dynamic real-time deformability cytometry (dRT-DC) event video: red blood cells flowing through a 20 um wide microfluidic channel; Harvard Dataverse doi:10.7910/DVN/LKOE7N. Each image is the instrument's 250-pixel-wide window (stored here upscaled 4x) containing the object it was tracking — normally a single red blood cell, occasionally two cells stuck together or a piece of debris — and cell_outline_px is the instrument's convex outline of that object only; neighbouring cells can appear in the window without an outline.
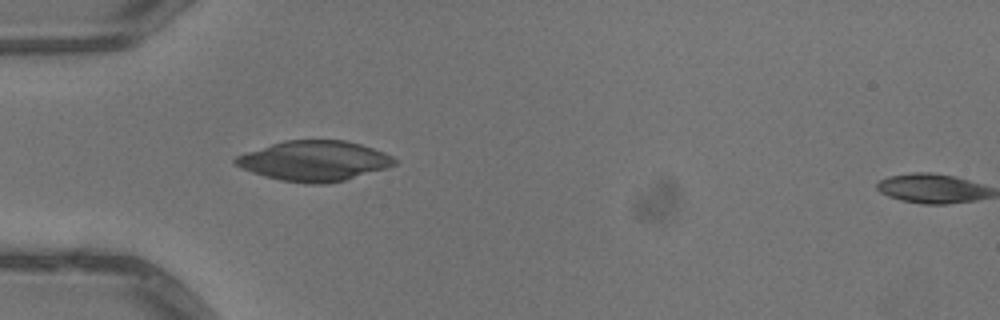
{"species": "common noctule bat (a hibernating species)", "species_latin": "Nyctalus noctula", "temperature_condition": "warm", "stored_images_in_passage": 6, "segment_of_instrument_passage": [1, 2], "camera_frame_rate_fps": 3000, "um_per_image_px": 0.085, "animal": {"sex": "male", "body_mass_g": 13.3}, "frame": {"image": 1, "passage_image": 5, "time_ms": 1.333, "image_size_px": [1000, 320], "cell_outline_px": [[396, 164], [388, 168], [344, 180], [328, 184], [308, 184], [280, 180], [264, 176], [252, 172], [236, 164], [232, 160], [236, 156], [284, 140], [344, 140], [360, 144], [384, 152], [392, 156], [396, 160]], "centroid_in_image_um": [26.74, 13.68], "position_along_channel_um": 58.3, "area_um2": 36.99}}